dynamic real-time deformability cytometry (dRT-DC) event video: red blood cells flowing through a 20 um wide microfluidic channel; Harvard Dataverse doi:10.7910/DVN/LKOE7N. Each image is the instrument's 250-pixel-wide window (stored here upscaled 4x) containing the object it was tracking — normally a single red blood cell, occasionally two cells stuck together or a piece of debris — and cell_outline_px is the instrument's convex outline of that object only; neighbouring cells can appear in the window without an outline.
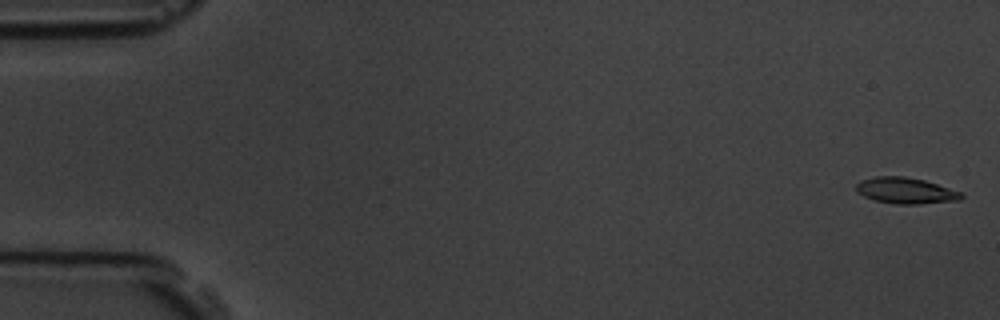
{"species": "common noctule bat (a hibernating species)", "species_latin": "Nyctalus noctula", "temperature_condition": "room temperature", "stored_images_in_passage": 6, "camera_frame_rate_fps": 3000, "um_per_image_px": 0.085, "animal": {"sex": "male", "body_mass_g": 19.5, "forearm_length_mm": 54.6}, "frame": {"image": 1, "passage_image": 1, "time_ms": 0.0, "image_size_px": [1000, 320], "cell_outline_px": [[964, 196], [960, 200], [920, 204], [896, 204], [876, 200], [864, 196], [856, 192], [856, 184], [860, 180], [876, 176], [904, 176], [924, 180], [964, 192]], "centroid_in_image_um": [77.01, 16.2], "position_along_channel_um": 8.0, "area_um2": 16.13}}